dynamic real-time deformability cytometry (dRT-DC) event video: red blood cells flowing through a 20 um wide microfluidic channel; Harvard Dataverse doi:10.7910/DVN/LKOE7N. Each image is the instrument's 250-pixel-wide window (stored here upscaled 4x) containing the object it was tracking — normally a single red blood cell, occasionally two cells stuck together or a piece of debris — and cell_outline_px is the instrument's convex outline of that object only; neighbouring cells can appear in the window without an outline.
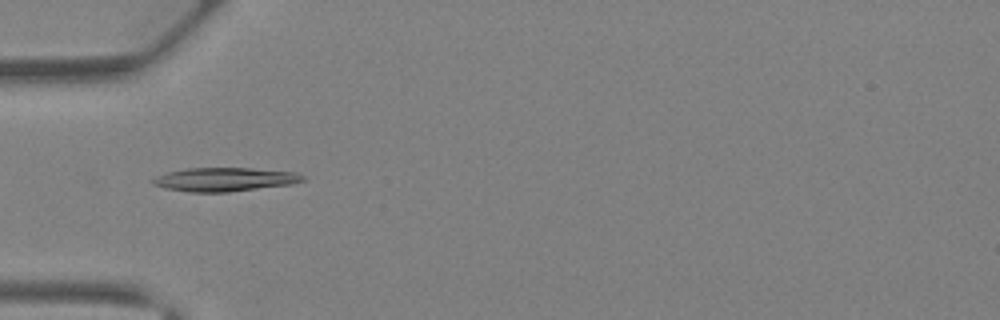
{"species": "Egyptian fruit bat (a non-hibernating species)", "species_latin": "Rousettus aegyptiacus", "temperature_condition": "warm", "stored_images_in_passage": 41, "camera_frame_rate_fps": 3000, "um_per_image_px": 0.085, "animal": {"sex": "female"}, "frame": {"image": 1, "passage_image": 14, "time_ms": 4.333, "image_size_px": [1000, 320], "cell_outline_px": [[304, 180], [292, 184], [228, 192], [188, 192], [164, 188], [152, 184], [148, 180], [156, 176], [168, 172], [188, 168], [252, 168], [296, 172], [304, 176]], "centroid_in_image_um": [19.05, 15.25], "position_along_channel_um": 65.9, "area_um2": 20.81}}
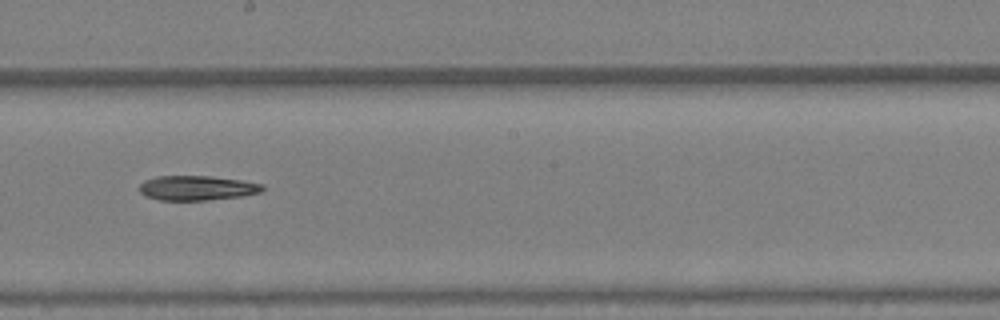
{"frame": {"image": 2, "passage_image": 24, "time_ms": 7.667, "image_size_px": [1000, 320], "cell_outline_px": [[264, 188], [260, 192], [240, 196], [208, 200], [160, 200], [144, 196], [140, 192], [140, 184], [144, 180], [156, 176], [208, 176], [240, 180], [264, 184]], "centroid_in_image_um": [16.71, 15.97], "position_along_channel_um": 231.5, "area_um2": 17.63}}
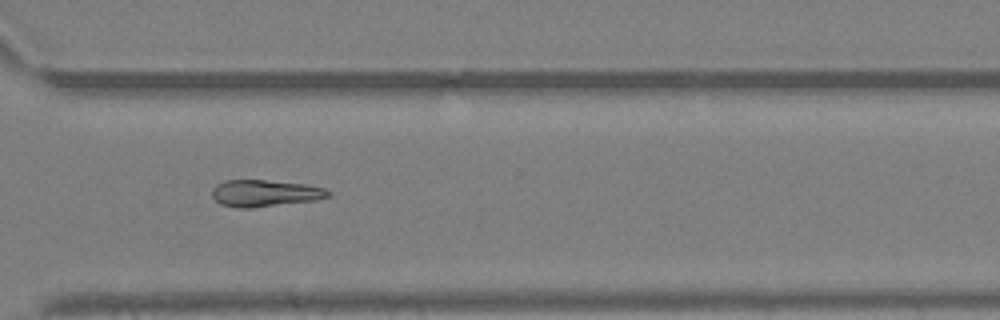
{"frame": {"image": 3, "passage_image": 31, "time_ms": 10.0, "image_size_px": [1000, 320], "cell_outline_px": [[332, 192], [328, 196], [316, 200], [252, 208], [236, 208], [220, 204], [212, 196], [212, 188], [216, 184], [224, 180], [264, 180], [304, 184], [324, 188]], "centroid_in_image_um": [22.48, 16.43], "position_along_channel_um": 348.1, "area_um2": 18.15}}